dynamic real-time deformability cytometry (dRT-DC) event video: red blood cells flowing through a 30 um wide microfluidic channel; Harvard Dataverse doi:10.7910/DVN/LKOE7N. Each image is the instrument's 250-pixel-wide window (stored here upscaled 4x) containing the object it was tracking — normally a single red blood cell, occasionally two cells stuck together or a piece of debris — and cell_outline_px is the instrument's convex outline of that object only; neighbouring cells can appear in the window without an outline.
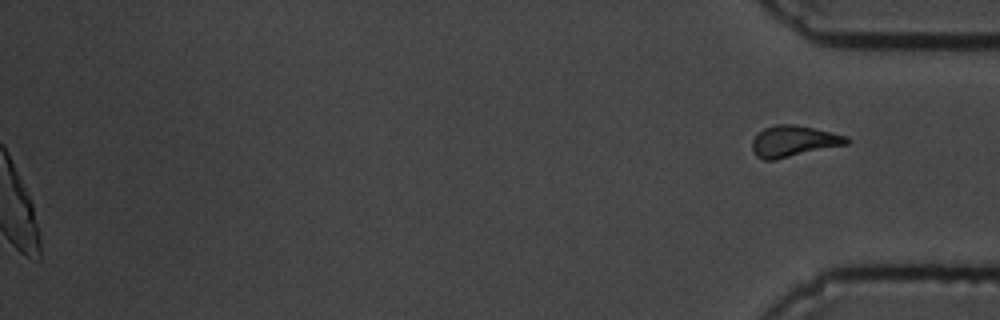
{"species": "common noctule bat (a hibernating species)", "species_latin": "Nyctalus noctula", "temperature_condition": "cold", "stored_images_in_passage": 51, "segment_of_instrument_passage": [2, 2], "camera_frame_rate_fps": 3000, "um_per_image_px": 0.085, "animal": {"sex": "male", "body_mass_g": 19.5, "forearm_length_mm": 54.6}, "frame": {"image": 1, "passage_image": 51, "time_ms": 16.667, "image_size_px": [1000, 320], "cell_outline_px": [[852, 140], [848, 144], [776, 160], [764, 160], [756, 156], [752, 148], [752, 140], [764, 128], [776, 124], [796, 124], [816, 128], [848, 136]], "centroid_in_image_um": [67.5, 12.0], "position_along_channel_um": 367.7, "area_um2": 17.4}}